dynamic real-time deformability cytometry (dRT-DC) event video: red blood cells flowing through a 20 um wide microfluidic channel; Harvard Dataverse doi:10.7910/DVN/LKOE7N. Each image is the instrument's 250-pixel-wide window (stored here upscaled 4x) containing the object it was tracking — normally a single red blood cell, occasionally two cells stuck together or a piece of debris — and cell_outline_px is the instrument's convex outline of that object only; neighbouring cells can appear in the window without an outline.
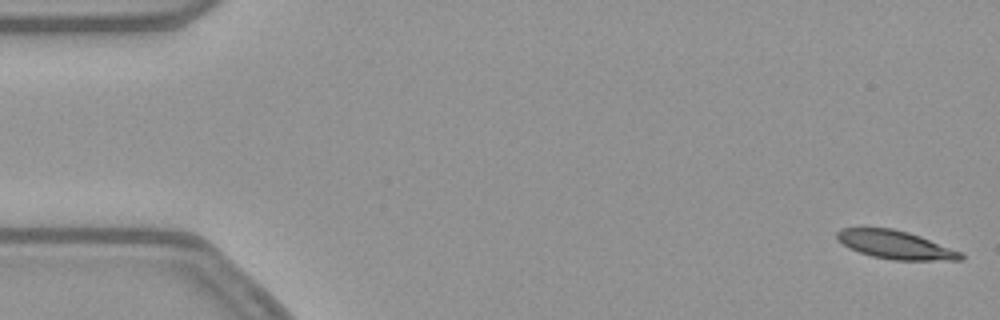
{"species": "common noctule bat (a hibernating species)", "species_latin": "Nyctalus noctula", "temperature_condition": "warm", "stored_images_in_passage": 53, "camera_frame_rate_fps": 3000, "um_per_image_px": 0.085, "animal": {"sex": "female", "body_mass_g": 21.9}, "frame": {"image": 1, "passage_image": 1, "time_ms": 0.0, "image_size_px": [1000, 320], "cell_outline_px": [[964, 260], [892, 260], [872, 256], [848, 248], [836, 240], [836, 232], [840, 228], [892, 228], [908, 232], [920, 236], [960, 252], [964, 256]], "centroid_in_image_um": [76.06, 20.81], "position_along_channel_um": 8.9, "area_um2": 20.35}}
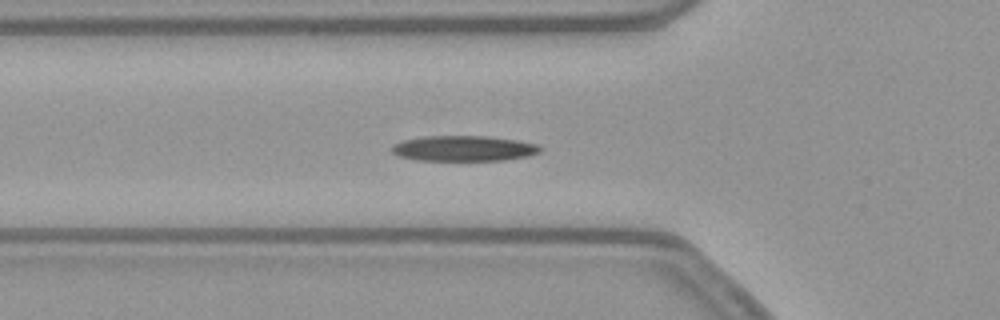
{"frame": {"image": 2, "passage_image": 18, "time_ms": 5.667, "image_size_px": [1000, 320], "cell_outline_px": [[544, 148], [540, 152], [528, 156], [504, 160], [416, 160], [400, 156], [392, 152], [392, 144], [404, 140], [424, 136], [488, 136], [516, 140], [536, 144]], "centroid_in_image_um": [39.43, 12.61], "position_along_channel_um": 86.4, "area_um2": 21.96}}
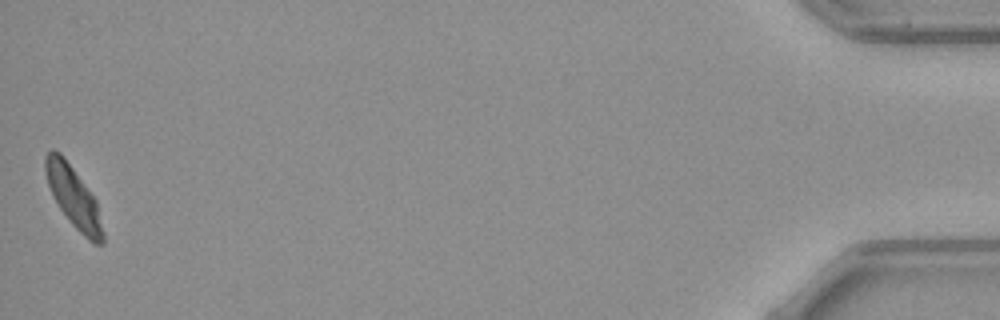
{"frame": {"image": 3, "passage_image": 53, "time_ms": 17.333, "image_size_px": [1000, 320], "cell_outline_px": [[104, 244], [96, 244], [88, 240], [72, 224], [60, 208], [48, 184], [44, 168], [44, 156], [52, 148], [60, 152], [96, 200], [104, 232]], "centroid_in_image_um": [6.25, 16.75], "position_along_channel_um": 428.9, "area_um2": 20.0}, "authors_computed_cell_mechanics": {"area_um2": 21.6172, "velocity_mm_per_s": 3.8081, "shape_relaxation_time_tau1_ms": 6.8343, "shape_relaxation_time_tau2_ms": null, "deformation_change_tau1": 0.1922, "deformation_change_tau2": null}}